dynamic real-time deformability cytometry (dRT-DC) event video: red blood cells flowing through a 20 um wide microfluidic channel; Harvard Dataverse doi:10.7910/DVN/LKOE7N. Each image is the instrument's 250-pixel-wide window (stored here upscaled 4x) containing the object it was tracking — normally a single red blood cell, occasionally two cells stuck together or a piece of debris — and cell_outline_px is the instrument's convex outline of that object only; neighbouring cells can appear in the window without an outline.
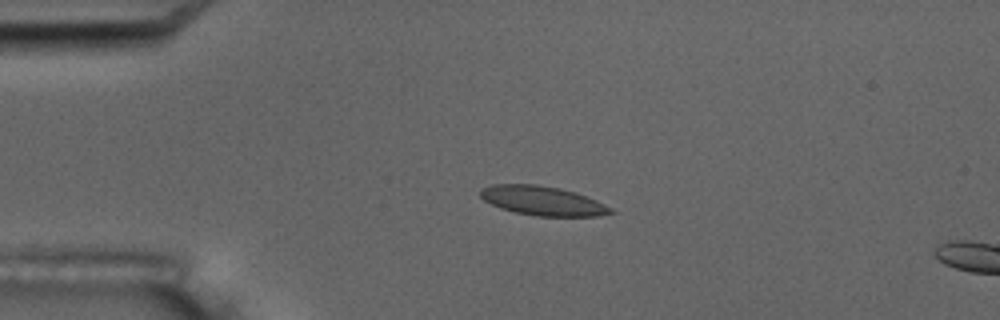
{"species": "common noctule bat (a hibernating species)", "species_latin": "Nyctalus noctula", "temperature_condition": "room temperature", "stored_images_in_passage": 5, "camera_frame_rate_fps": 3000, "um_per_image_px": 0.085, "animal": {"sex": "male", "body_mass_g": 17.5, "forearm_length_mm": 52.3}, "frame": {"image": 1, "passage_image": 4, "time_ms": 4.333, "image_size_px": [1000, 320], "cell_outline_px": [[616, 212], [596, 216], [536, 216], [516, 212], [500, 208], [484, 200], [480, 196], [480, 188], [492, 184], [536, 184], [560, 188], [576, 192], [596, 200], [612, 208]], "centroid_in_image_um": [46.12, 17.06], "position_along_channel_um": 38.9, "area_um2": 22.25}}